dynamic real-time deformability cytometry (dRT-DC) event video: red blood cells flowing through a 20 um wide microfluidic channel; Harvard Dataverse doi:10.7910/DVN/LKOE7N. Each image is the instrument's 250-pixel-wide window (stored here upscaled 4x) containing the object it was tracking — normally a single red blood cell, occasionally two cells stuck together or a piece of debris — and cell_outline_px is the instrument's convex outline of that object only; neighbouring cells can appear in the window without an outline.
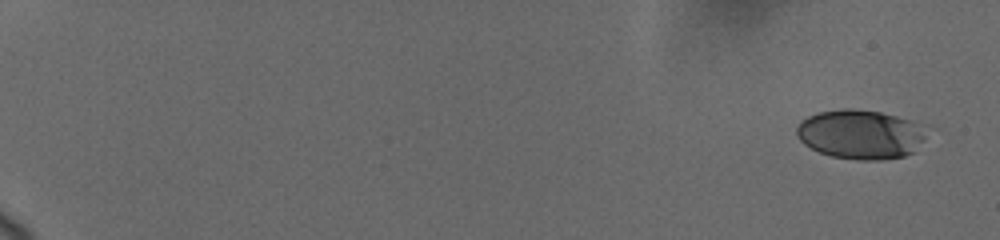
{"species": "human", "species_latin": "Homo sapiens", "temperature_condition": "cold", "stored_images_in_passage": 21, "camera_frame_rate_fps": 3000, "um_per_image_px": 0.085, "donor": {"sex": "female"}, "frame": {"image": 1, "passage_image": 1, "time_ms": 0.0, "image_size_px": [1000, 240], "cell_outline_px": [[936, 128], [912, 152], [904, 156], [884, 160], [856, 160], [832, 156], [820, 152], [804, 144], [796, 136], [796, 128], [800, 120], [808, 116], [820, 112], [840, 108], [852, 108], [880, 112], [928, 124]], "centroid_in_image_um": [73.25, 11.4], "position_along_channel_um": 11.8, "area_um2": 38.32}}
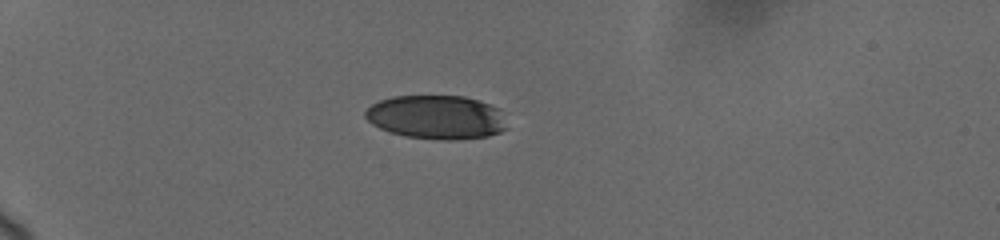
{"frame": {"image": 2, "passage_image": 15, "time_ms": 5.333, "image_size_px": [1000, 240], "cell_outline_px": [[508, 128], [500, 132], [488, 136], [452, 140], [440, 140], [404, 136], [380, 128], [372, 124], [364, 116], [364, 112], [372, 104], [380, 100], [392, 96], [464, 96], [480, 100], [500, 108]], "centroid_in_image_um": [37.13, 9.95], "position_along_channel_um": 47.9, "area_um2": 36.41}}
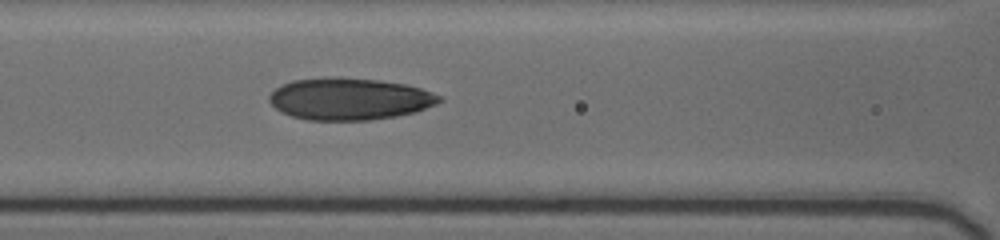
{"frame": {"image": 3, "passage_image": 21, "time_ms": 9.0, "image_size_px": [1000, 240], "cell_outline_px": [[444, 100], [436, 104], [412, 112], [396, 116], [368, 120], [308, 120], [292, 116], [280, 112], [268, 100], [268, 96], [280, 84], [292, 80], [336, 76], [340, 76], [376, 80], [404, 84], [420, 88], [432, 92], [440, 96]], "centroid_in_image_um": [29.66, 8.4], "position_along_channel_um": 136.9, "area_um2": 41.62}}